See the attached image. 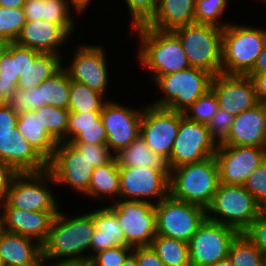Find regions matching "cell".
Returning <instances> with one entry per match:
<instances>
[{"mask_svg": "<svg viewBox=\"0 0 266 266\" xmlns=\"http://www.w3.org/2000/svg\"><path fill=\"white\" fill-rule=\"evenodd\" d=\"M94 230L93 217L88 212L68 219L65 213L59 211L42 245L43 257L48 262L58 259L54 264L88 262L85 253L90 251Z\"/></svg>", "mask_w": 266, "mask_h": 266, "instance_id": "1", "label": "cell"}, {"mask_svg": "<svg viewBox=\"0 0 266 266\" xmlns=\"http://www.w3.org/2000/svg\"><path fill=\"white\" fill-rule=\"evenodd\" d=\"M134 30L140 42L139 63L153 72L151 81L190 67L181 42L172 31H160L146 25Z\"/></svg>", "mask_w": 266, "mask_h": 266, "instance_id": "2", "label": "cell"}, {"mask_svg": "<svg viewBox=\"0 0 266 266\" xmlns=\"http://www.w3.org/2000/svg\"><path fill=\"white\" fill-rule=\"evenodd\" d=\"M219 168L215 156L204 161L171 169L169 194L175 199L206 209L219 185Z\"/></svg>", "mask_w": 266, "mask_h": 266, "instance_id": "3", "label": "cell"}, {"mask_svg": "<svg viewBox=\"0 0 266 266\" xmlns=\"http://www.w3.org/2000/svg\"><path fill=\"white\" fill-rule=\"evenodd\" d=\"M266 45V30L230 23L222 33V73L247 75Z\"/></svg>", "mask_w": 266, "mask_h": 266, "instance_id": "4", "label": "cell"}, {"mask_svg": "<svg viewBox=\"0 0 266 266\" xmlns=\"http://www.w3.org/2000/svg\"><path fill=\"white\" fill-rule=\"evenodd\" d=\"M262 210L243 185L219 183L206 208V218L243 233Z\"/></svg>", "mask_w": 266, "mask_h": 266, "instance_id": "5", "label": "cell"}, {"mask_svg": "<svg viewBox=\"0 0 266 266\" xmlns=\"http://www.w3.org/2000/svg\"><path fill=\"white\" fill-rule=\"evenodd\" d=\"M180 40L190 67L213 76L222 73L223 28L193 23L172 31Z\"/></svg>", "mask_w": 266, "mask_h": 266, "instance_id": "6", "label": "cell"}, {"mask_svg": "<svg viewBox=\"0 0 266 266\" xmlns=\"http://www.w3.org/2000/svg\"><path fill=\"white\" fill-rule=\"evenodd\" d=\"M212 77L211 73L193 67L158 76L153 82L164 92L163 98L151 105L184 112L210 89Z\"/></svg>", "mask_w": 266, "mask_h": 266, "instance_id": "7", "label": "cell"}, {"mask_svg": "<svg viewBox=\"0 0 266 266\" xmlns=\"http://www.w3.org/2000/svg\"><path fill=\"white\" fill-rule=\"evenodd\" d=\"M156 235L188 243L206 219V209L170 194L155 204Z\"/></svg>", "mask_w": 266, "mask_h": 266, "instance_id": "8", "label": "cell"}, {"mask_svg": "<svg viewBox=\"0 0 266 266\" xmlns=\"http://www.w3.org/2000/svg\"><path fill=\"white\" fill-rule=\"evenodd\" d=\"M57 185L50 171L18 173L8 190L5 201L26 211H59L48 184Z\"/></svg>", "mask_w": 266, "mask_h": 266, "instance_id": "9", "label": "cell"}, {"mask_svg": "<svg viewBox=\"0 0 266 266\" xmlns=\"http://www.w3.org/2000/svg\"><path fill=\"white\" fill-rule=\"evenodd\" d=\"M110 204L122 227L125 246H150L156 236L155 203L119 199Z\"/></svg>", "mask_w": 266, "mask_h": 266, "instance_id": "10", "label": "cell"}, {"mask_svg": "<svg viewBox=\"0 0 266 266\" xmlns=\"http://www.w3.org/2000/svg\"><path fill=\"white\" fill-rule=\"evenodd\" d=\"M238 234L234 228L206 218L188 241L190 265L211 266L227 258Z\"/></svg>", "mask_w": 266, "mask_h": 266, "instance_id": "11", "label": "cell"}, {"mask_svg": "<svg viewBox=\"0 0 266 266\" xmlns=\"http://www.w3.org/2000/svg\"><path fill=\"white\" fill-rule=\"evenodd\" d=\"M217 147L218 145L210 136L207 125L183 116L170 158L167 160L170 170L182 165L204 161L215 155Z\"/></svg>", "mask_w": 266, "mask_h": 266, "instance_id": "12", "label": "cell"}, {"mask_svg": "<svg viewBox=\"0 0 266 266\" xmlns=\"http://www.w3.org/2000/svg\"><path fill=\"white\" fill-rule=\"evenodd\" d=\"M183 116V112L148 104L143 107L140 136L154 153L168 160Z\"/></svg>", "mask_w": 266, "mask_h": 266, "instance_id": "13", "label": "cell"}, {"mask_svg": "<svg viewBox=\"0 0 266 266\" xmlns=\"http://www.w3.org/2000/svg\"><path fill=\"white\" fill-rule=\"evenodd\" d=\"M119 173L120 199L145 202L153 199L158 204L169 195L170 173L143 166H119Z\"/></svg>", "mask_w": 266, "mask_h": 266, "instance_id": "14", "label": "cell"}, {"mask_svg": "<svg viewBox=\"0 0 266 266\" xmlns=\"http://www.w3.org/2000/svg\"><path fill=\"white\" fill-rule=\"evenodd\" d=\"M93 167L71 142H59L48 170L56 184L70 187L84 196L88 193Z\"/></svg>", "mask_w": 266, "mask_h": 266, "instance_id": "15", "label": "cell"}, {"mask_svg": "<svg viewBox=\"0 0 266 266\" xmlns=\"http://www.w3.org/2000/svg\"><path fill=\"white\" fill-rule=\"evenodd\" d=\"M214 156L220 183L243 185L266 158V147L218 145Z\"/></svg>", "mask_w": 266, "mask_h": 266, "instance_id": "16", "label": "cell"}, {"mask_svg": "<svg viewBox=\"0 0 266 266\" xmlns=\"http://www.w3.org/2000/svg\"><path fill=\"white\" fill-rule=\"evenodd\" d=\"M141 110L125 107L110 100L104 103L101 118L107 133L106 145L114 155L140 135L143 108Z\"/></svg>", "mask_w": 266, "mask_h": 266, "instance_id": "17", "label": "cell"}, {"mask_svg": "<svg viewBox=\"0 0 266 266\" xmlns=\"http://www.w3.org/2000/svg\"><path fill=\"white\" fill-rule=\"evenodd\" d=\"M210 89L219 107L234 116L259 103L254 81L247 75L217 74L212 77Z\"/></svg>", "mask_w": 266, "mask_h": 266, "instance_id": "18", "label": "cell"}, {"mask_svg": "<svg viewBox=\"0 0 266 266\" xmlns=\"http://www.w3.org/2000/svg\"><path fill=\"white\" fill-rule=\"evenodd\" d=\"M101 46H78L71 65H63L70 79L87 85L91 90L103 96L108 86L106 54Z\"/></svg>", "mask_w": 266, "mask_h": 266, "instance_id": "19", "label": "cell"}, {"mask_svg": "<svg viewBox=\"0 0 266 266\" xmlns=\"http://www.w3.org/2000/svg\"><path fill=\"white\" fill-rule=\"evenodd\" d=\"M0 229L31 238L43 245L59 211H26L0 203Z\"/></svg>", "mask_w": 266, "mask_h": 266, "instance_id": "20", "label": "cell"}, {"mask_svg": "<svg viewBox=\"0 0 266 266\" xmlns=\"http://www.w3.org/2000/svg\"><path fill=\"white\" fill-rule=\"evenodd\" d=\"M220 145L266 147V103L259 102L236 115L227 139Z\"/></svg>", "mask_w": 266, "mask_h": 266, "instance_id": "21", "label": "cell"}, {"mask_svg": "<svg viewBox=\"0 0 266 266\" xmlns=\"http://www.w3.org/2000/svg\"><path fill=\"white\" fill-rule=\"evenodd\" d=\"M0 160L10 164L18 173L48 169V162L22 136L17 127L0 136Z\"/></svg>", "mask_w": 266, "mask_h": 266, "instance_id": "22", "label": "cell"}, {"mask_svg": "<svg viewBox=\"0 0 266 266\" xmlns=\"http://www.w3.org/2000/svg\"><path fill=\"white\" fill-rule=\"evenodd\" d=\"M70 38V35L59 24L40 19L26 21L15 42L40 53L60 55L58 47Z\"/></svg>", "mask_w": 266, "mask_h": 266, "instance_id": "23", "label": "cell"}, {"mask_svg": "<svg viewBox=\"0 0 266 266\" xmlns=\"http://www.w3.org/2000/svg\"><path fill=\"white\" fill-rule=\"evenodd\" d=\"M93 217L95 230L90 244V258L100 251L125 245V238L122 227L116 218L115 213L106 205L100 209L89 212Z\"/></svg>", "mask_w": 266, "mask_h": 266, "instance_id": "24", "label": "cell"}, {"mask_svg": "<svg viewBox=\"0 0 266 266\" xmlns=\"http://www.w3.org/2000/svg\"><path fill=\"white\" fill-rule=\"evenodd\" d=\"M20 234L0 229V259L3 266H23L42 255V245Z\"/></svg>", "mask_w": 266, "mask_h": 266, "instance_id": "25", "label": "cell"}, {"mask_svg": "<svg viewBox=\"0 0 266 266\" xmlns=\"http://www.w3.org/2000/svg\"><path fill=\"white\" fill-rule=\"evenodd\" d=\"M70 2L79 14L82 12L70 0H26L23 9L26 21L40 19L59 24L70 36L74 30V18L71 17Z\"/></svg>", "mask_w": 266, "mask_h": 266, "instance_id": "26", "label": "cell"}, {"mask_svg": "<svg viewBox=\"0 0 266 266\" xmlns=\"http://www.w3.org/2000/svg\"><path fill=\"white\" fill-rule=\"evenodd\" d=\"M195 0H158L153 19L146 25L160 31H173L195 23Z\"/></svg>", "mask_w": 266, "mask_h": 266, "instance_id": "27", "label": "cell"}, {"mask_svg": "<svg viewBox=\"0 0 266 266\" xmlns=\"http://www.w3.org/2000/svg\"><path fill=\"white\" fill-rule=\"evenodd\" d=\"M17 129L33 148L49 162L59 143L40 121V113L27 111L18 115Z\"/></svg>", "mask_w": 266, "mask_h": 266, "instance_id": "28", "label": "cell"}, {"mask_svg": "<svg viewBox=\"0 0 266 266\" xmlns=\"http://www.w3.org/2000/svg\"><path fill=\"white\" fill-rule=\"evenodd\" d=\"M119 166L147 167L170 173L166 158L154 153L139 135L130 145L115 155Z\"/></svg>", "mask_w": 266, "mask_h": 266, "instance_id": "29", "label": "cell"}, {"mask_svg": "<svg viewBox=\"0 0 266 266\" xmlns=\"http://www.w3.org/2000/svg\"><path fill=\"white\" fill-rule=\"evenodd\" d=\"M120 193V173L119 165L116 157L110 162L102 166L95 167L91 175L88 193L85 196H89L95 199L104 197H118ZM104 196V197H103Z\"/></svg>", "mask_w": 266, "mask_h": 266, "instance_id": "30", "label": "cell"}, {"mask_svg": "<svg viewBox=\"0 0 266 266\" xmlns=\"http://www.w3.org/2000/svg\"><path fill=\"white\" fill-rule=\"evenodd\" d=\"M62 56L53 53H40L29 63L24 74L18 79L17 89H32L55 74L62 66Z\"/></svg>", "mask_w": 266, "mask_h": 266, "instance_id": "31", "label": "cell"}, {"mask_svg": "<svg viewBox=\"0 0 266 266\" xmlns=\"http://www.w3.org/2000/svg\"><path fill=\"white\" fill-rule=\"evenodd\" d=\"M70 83V76L64 66H62L55 74L39 85L41 89L42 106L49 105L68 110Z\"/></svg>", "mask_w": 266, "mask_h": 266, "instance_id": "32", "label": "cell"}, {"mask_svg": "<svg viewBox=\"0 0 266 266\" xmlns=\"http://www.w3.org/2000/svg\"><path fill=\"white\" fill-rule=\"evenodd\" d=\"M151 247L164 263V266H191L188 243L174 238L156 235Z\"/></svg>", "mask_w": 266, "mask_h": 266, "instance_id": "33", "label": "cell"}, {"mask_svg": "<svg viewBox=\"0 0 266 266\" xmlns=\"http://www.w3.org/2000/svg\"><path fill=\"white\" fill-rule=\"evenodd\" d=\"M107 100L105 96L91 90L87 85L71 80L70 100L68 105V110L70 112H101Z\"/></svg>", "mask_w": 266, "mask_h": 266, "instance_id": "34", "label": "cell"}, {"mask_svg": "<svg viewBox=\"0 0 266 266\" xmlns=\"http://www.w3.org/2000/svg\"><path fill=\"white\" fill-rule=\"evenodd\" d=\"M228 257L233 266H263L264 261L262 252L244 233H239L231 242Z\"/></svg>", "mask_w": 266, "mask_h": 266, "instance_id": "35", "label": "cell"}, {"mask_svg": "<svg viewBox=\"0 0 266 266\" xmlns=\"http://www.w3.org/2000/svg\"><path fill=\"white\" fill-rule=\"evenodd\" d=\"M33 111L40 113L42 125L58 142H67L69 110L44 105Z\"/></svg>", "mask_w": 266, "mask_h": 266, "instance_id": "36", "label": "cell"}, {"mask_svg": "<svg viewBox=\"0 0 266 266\" xmlns=\"http://www.w3.org/2000/svg\"><path fill=\"white\" fill-rule=\"evenodd\" d=\"M18 79L13 60V42H11L0 58V103H6L15 94Z\"/></svg>", "mask_w": 266, "mask_h": 266, "instance_id": "37", "label": "cell"}, {"mask_svg": "<svg viewBox=\"0 0 266 266\" xmlns=\"http://www.w3.org/2000/svg\"><path fill=\"white\" fill-rule=\"evenodd\" d=\"M26 23L23 7L6 8L0 6V38L8 43L15 42Z\"/></svg>", "mask_w": 266, "mask_h": 266, "instance_id": "38", "label": "cell"}, {"mask_svg": "<svg viewBox=\"0 0 266 266\" xmlns=\"http://www.w3.org/2000/svg\"><path fill=\"white\" fill-rule=\"evenodd\" d=\"M218 108L217 98L214 92L209 89L190 105L183 112V115L189 120L208 125Z\"/></svg>", "mask_w": 266, "mask_h": 266, "instance_id": "39", "label": "cell"}, {"mask_svg": "<svg viewBox=\"0 0 266 266\" xmlns=\"http://www.w3.org/2000/svg\"><path fill=\"white\" fill-rule=\"evenodd\" d=\"M227 5V0H195V23L224 28L229 23H221L218 17L224 14Z\"/></svg>", "mask_w": 266, "mask_h": 266, "instance_id": "40", "label": "cell"}, {"mask_svg": "<svg viewBox=\"0 0 266 266\" xmlns=\"http://www.w3.org/2000/svg\"><path fill=\"white\" fill-rule=\"evenodd\" d=\"M6 104L18 115L41 108V89L39 86L32 89H16L15 94L9 98Z\"/></svg>", "mask_w": 266, "mask_h": 266, "instance_id": "41", "label": "cell"}, {"mask_svg": "<svg viewBox=\"0 0 266 266\" xmlns=\"http://www.w3.org/2000/svg\"><path fill=\"white\" fill-rule=\"evenodd\" d=\"M131 14L132 28L147 25L154 17L158 0H124Z\"/></svg>", "mask_w": 266, "mask_h": 266, "instance_id": "42", "label": "cell"}, {"mask_svg": "<svg viewBox=\"0 0 266 266\" xmlns=\"http://www.w3.org/2000/svg\"><path fill=\"white\" fill-rule=\"evenodd\" d=\"M244 188L255 197L257 203L266 208V158L246 179Z\"/></svg>", "mask_w": 266, "mask_h": 266, "instance_id": "43", "label": "cell"}, {"mask_svg": "<svg viewBox=\"0 0 266 266\" xmlns=\"http://www.w3.org/2000/svg\"><path fill=\"white\" fill-rule=\"evenodd\" d=\"M234 117V115L219 107L216 114L210 120L207 127L211 138L217 145L222 144L227 139Z\"/></svg>", "mask_w": 266, "mask_h": 266, "instance_id": "44", "label": "cell"}, {"mask_svg": "<svg viewBox=\"0 0 266 266\" xmlns=\"http://www.w3.org/2000/svg\"><path fill=\"white\" fill-rule=\"evenodd\" d=\"M132 251L133 247L125 245L105 249L93 255L88 263L91 266H121Z\"/></svg>", "mask_w": 266, "mask_h": 266, "instance_id": "45", "label": "cell"}, {"mask_svg": "<svg viewBox=\"0 0 266 266\" xmlns=\"http://www.w3.org/2000/svg\"><path fill=\"white\" fill-rule=\"evenodd\" d=\"M89 161V164L95 168L110 162L115 155L106 144H88L72 143Z\"/></svg>", "mask_w": 266, "mask_h": 266, "instance_id": "46", "label": "cell"}, {"mask_svg": "<svg viewBox=\"0 0 266 266\" xmlns=\"http://www.w3.org/2000/svg\"><path fill=\"white\" fill-rule=\"evenodd\" d=\"M101 112H69L67 142H71L88 125H98Z\"/></svg>", "mask_w": 266, "mask_h": 266, "instance_id": "47", "label": "cell"}, {"mask_svg": "<svg viewBox=\"0 0 266 266\" xmlns=\"http://www.w3.org/2000/svg\"><path fill=\"white\" fill-rule=\"evenodd\" d=\"M243 233L263 255H266V211L264 209Z\"/></svg>", "mask_w": 266, "mask_h": 266, "instance_id": "48", "label": "cell"}, {"mask_svg": "<svg viewBox=\"0 0 266 266\" xmlns=\"http://www.w3.org/2000/svg\"><path fill=\"white\" fill-rule=\"evenodd\" d=\"M71 143L106 144L107 133L102 118L98 120V125H88L71 141Z\"/></svg>", "mask_w": 266, "mask_h": 266, "instance_id": "49", "label": "cell"}, {"mask_svg": "<svg viewBox=\"0 0 266 266\" xmlns=\"http://www.w3.org/2000/svg\"><path fill=\"white\" fill-rule=\"evenodd\" d=\"M40 52L21 46L13 42V60H15L16 76L19 78L24 74L29 63H33L34 59Z\"/></svg>", "mask_w": 266, "mask_h": 266, "instance_id": "50", "label": "cell"}, {"mask_svg": "<svg viewBox=\"0 0 266 266\" xmlns=\"http://www.w3.org/2000/svg\"><path fill=\"white\" fill-rule=\"evenodd\" d=\"M132 253L136 256L138 266H164L151 245L134 247Z\"/></svg>", "mask_w": 266, "mask_h": 266, "instance_id": "51", "label": "cell"}, {"mask_svg": "<svg viewBox=\"0 0 266 266\" xmlns=\"http://www.w3.org/2000/svg\"><path fill=\"white\" fill-rule=\"evenodd\" d=\"M18 172L8 163L0 160V203L6 198L14 177Z\"/></svg>", "mask_w": 266, "mask_h": 266, "instance_id": "52", "label": "cell"}, {"mask_svg": "<svg viewBox=\"0 0 266 266\" xmlns=\"http://www.w3.org/2000/svg\"><path fill=\"white\" fill-rule=\"evenodd\" d=\"M18 114L6 104H0V136L12 132L17 126Z\"/></svg>", "mask_w": 266, "mask_h": 266, "instance_id": "53", "label": "cell"}, {"mask_svg": "<svg viewBox=\"0 0 266 266\" xmlns=\"http://www.w3.org/2000/svg\"><path fill=\"white\" fill-rule=\"evenodd\" d=\"M252 79L255 84L258 101L266 103V72L255 74Z\"/></svg>", "mask_w": 266, "mask_h": 266, "instance_id": "54", "label": "cell"}, {"mask_svg": "<svg viewBox=\"0 0 266 266\" xmlns=\"http://www.w3.org/2000/svg\"><path fill=\"white\" fill-rule=\"evenodd\" d=\"M263 72H266V45L264 46L261 53L257 57L253 69L247 74V76L252 78L255 74Z\"/></svg>", "mask_w": 266, "mask_h": 266, "instance_id": "55", "label": "cell"}, {"mask_svg": "<svg viewBox=\"0 0 266 266\" xmlns=\"http://www.w3.org/2000/svg\"><path fill=\"white\" fill-rule=\"evenodd\" d=\"M26 0H0V6L6 8H20L24 6Z\"/></svg>", "mask_w": 266, "mask_h": 266, "instance_id": "56", "label": "cell"}, {"mask_svg": "<svg viewBox=\"0 0 266 266\" xmlns=\"http://www.w3.org/2000/svg\"><path fill=\"white\" fill-rule=\"evenodd\" d=\"M82 13L87 10L92 0H70Z\"/></svg>", "mask_w": 266, "mask_h": 266, "instance_id": "57", "label": "cell"}, {"mask_svg": "<svg viewBox=\"0 0 266 266\" xmlns=\"http://www.w3.org/2000/svg\"><path fill=\"white\" fill-rule=\"evenodd\" d=\"M121 266H138L136 256L131 253Z\"/></svg>", "mask_w": 266, "mask_h": 266, "instance_id": "58", "label": "cell"}, {"mask_svg": "<svg viewBox=\"0 0 266 266\" xmlns=\"http://www.w3.org/2000/svg\"><path fill=\"white\" fill-rule=\"evenodd\" d=\"M46 261L47 260L43 257V255H41L35 262L23 266H46L50 264V263L45 264L44 262Z\"/></svg>", "mask_w": 266, "mask_h": 266, "instance_id": "59", "label": "cell"}, {"mask_svg": "<svg viewBox=\"0 0 266 266\" xmlns=\"http://www.w3.org/2000/svg\"><path fill=\"white\" fill-rule=\"evenodd\" d=\"M211 266H233L232 261L229 259V257L218 261L217 263H215L214 265Z\"/></svg>", "mask_w": 266, "mask_h": 266, "instance_id": "60", "label": "cell"}, {"mask_svg": "<svg viewBox=\"0 0 266 266\" xmlns=\"http://www.w3.org/2000/svg\"><path fill=\"white\" fill-rule=\"evenodd\" d=\"M8 42L0 38V58L1 55L5 52L8 46Z\"/></svg>", "mask_w": 266, "mask_h": 266, "instance_id": "61", "label": "cell"}, {"mask_svg": "<svg viewBox=\"0 0 266 266\" xmlns=\"http://www.w3.org/2000/svg\"><path fill=\"white\" fill-rule=\"evenodd\" d=\"M70 266H91L88 262L86 263H70Z\"/></svg>", "mask_w": 266, "mask_h": 266, "instance_id": "62", "label": "cell"}, {"mask_svg": "<svg viewBox=\"0 0 266 266\" xmlns=\"http://www.w3.org/2000/svg\"><path fill=\"white\" fill-rule=\"evenodd\" d=\"M47 266H70V263H67V264H54V263H50V265L48 264Z\"/></svg>", "mask_w": 266, "mask_h": 266, "instance_id": "63", "label": "cell"}, {"mask_svg": "<svg viewBox=\"0 0 266 266\" xmlns=\"http://www.w3.org/2000/svg\"><path fill=\"white\" fill-rule=\"evenodd\" d=\"M263 266H266V255H264Z\"/></svg>", "mask_w": 266, "mask_h": 266, "instance_id": "64", "label": "cell"}]
</instances>
